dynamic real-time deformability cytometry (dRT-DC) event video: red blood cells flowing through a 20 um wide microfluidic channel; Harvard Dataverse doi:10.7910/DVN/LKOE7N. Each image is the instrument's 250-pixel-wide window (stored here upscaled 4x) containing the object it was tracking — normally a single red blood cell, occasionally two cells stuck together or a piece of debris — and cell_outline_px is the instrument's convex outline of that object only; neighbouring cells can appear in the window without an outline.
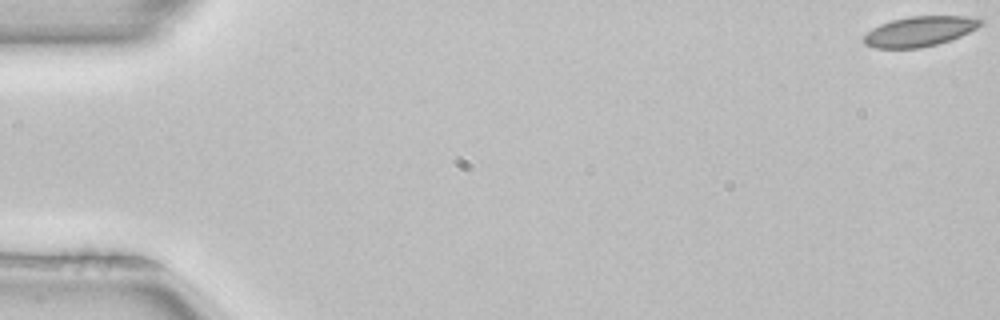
{"species": "common noctule bat (a hibernating species)", "species_latin": "Nyctalus noctula", "temperature_condition": "room temperature", "stored_images_in_passage": 53, "camera_frame_rate_fps": 3000, "um_per_image_px": 0.085, "animal": {"sex": "female", "body_mass_g": 22.7, "forearm_length_mm": 54.2}, "frame": {"image": 1, "passage_image": 1, "time_ms": 0.0, "image_size_px": [1000, 320], "cell_outline_px": [[984, 24], [960, 36], [936, 44], [920, 48], [876, 48], [864, 44], [864, 36], [872, 28], [880, 24], [892, 20], [908, 16], [968, 16], [984, 20]], "centroid_in_image_um": [78.17, 2.65], "position_along_channel_um": 6.8, "area_um2": 20.35}}
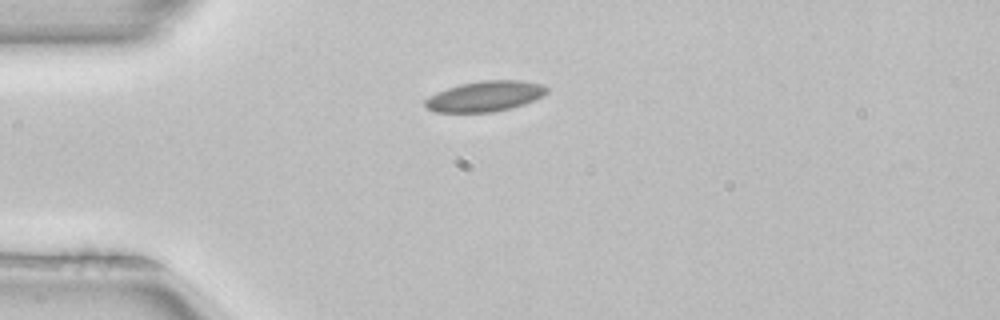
{"frame": {"image": 2, "passage_image": 14, "time_ms": 4.333, "image_size_px": [1000, 320], "cell_outline_px": [[548, 92], [544, 96], [524, 104], [492, 112], [436, 112], [428, 108], [424, 104], [424, 100], [436, 92], [460, 84], [480, 80], [520, 80], [544, 84], [548, 88]], "centroid_in_image_um": [41.26, 8.17], "position_along_channel_um": 43.7, "area_um2": 21.62}}
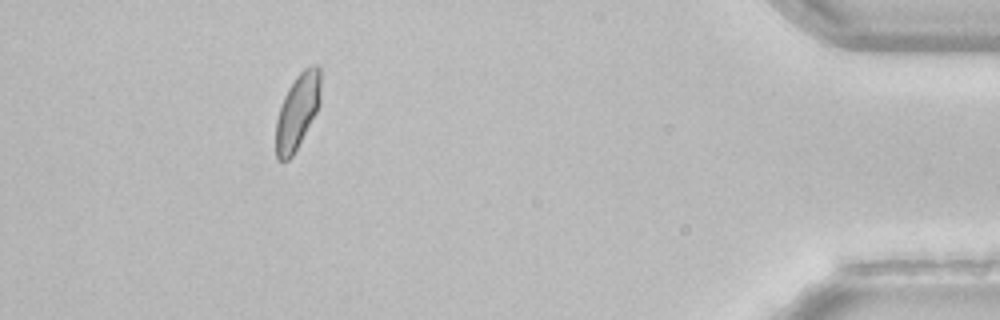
{"frame": {"image": 3, "passage_image": 48, "time_ms": 15.667, "image_size_px": [1000, 320], "cell_outline_px": [[320, 104], [316, 112], [292, 156], [288, 160], [276, 160], [276, 120], [284, 96], [288, 88], [296, 76], [304, 68], [312, 64], [316, 64], [320, 68]], "centroid_in_image_um": [25.28, 9.44], "position_along_channel_um": 409.9, "area_um2": 19.42}, "authors_computed_cell_mechanics": {"area_um2": 20.4612, "velocity_mm_per_s": 3.9423, "shape_relaxation_time_tau1_ms": null, "shape_relaxation_time_tau2_ms": 1.0831, "deformation_change_tau1": null, "deformation_change_tau2": 0.0591}}